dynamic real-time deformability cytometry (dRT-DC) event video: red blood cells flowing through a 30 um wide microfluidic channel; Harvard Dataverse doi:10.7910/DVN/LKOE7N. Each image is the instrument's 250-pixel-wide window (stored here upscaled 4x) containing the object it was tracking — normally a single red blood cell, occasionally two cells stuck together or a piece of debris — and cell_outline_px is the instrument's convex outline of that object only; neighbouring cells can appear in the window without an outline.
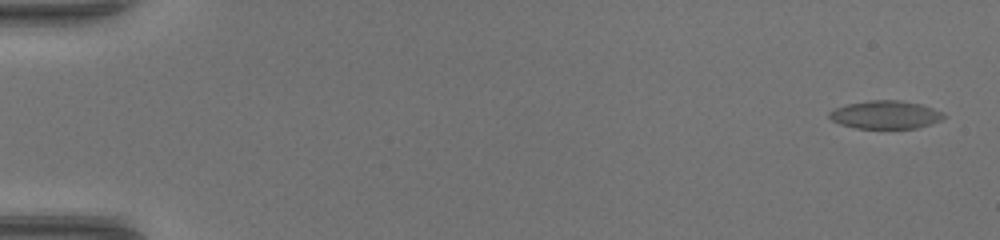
{"species": "common noctule bat (a hibernating species)", "species_latin": "Nyctalus noctula", "temperature_condition": "warm", "stored_images_in_passage": 48, "camera_frame_rate_fps": 3000, "um_per_image_px": 0.085, "animal": {"sex": "female", "body_mass_g": 17.0, "forearm_length_mm": 48.0}, "frame": {"image": 1, "passage_image": 2, "time_ms": 0.333, "image_size_px": [1000, 240], "cell_outline_px": [[948, 116], [940, 120], [916, 128], [856, 128], [840, 124], [832, 120], [828, 116], [828, 112], [836, 108], [848, 104], [868, 100], [900, 100], [920, 104], [944, 112]], "centroid_in_image_um": [75.27, 9.74], "position_along_channel_um": 9.7, "area_um2": 18.67}}
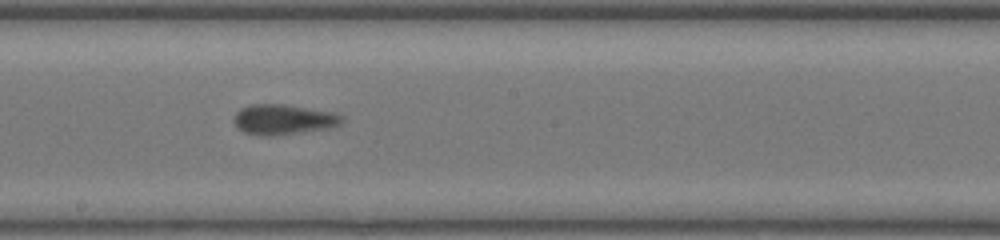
{"frame": {"image": 2, "passage_image": 28, "time_ms": 9.0, "image_size_px": [1000, 240], "cell_outline_px": [[344, 120], [340, 124], [332, 128], [272, 136], [264, 136], [244, 132], [236, 128], [232, 120], [236, 112], [240, 108], [252, 104], [284, 104], [336, 112], [344, 116]], "centroid_in_image_um": [24.1, 10.15], "position_along_channel_um": 224.1, "area_um2": 19.42}}
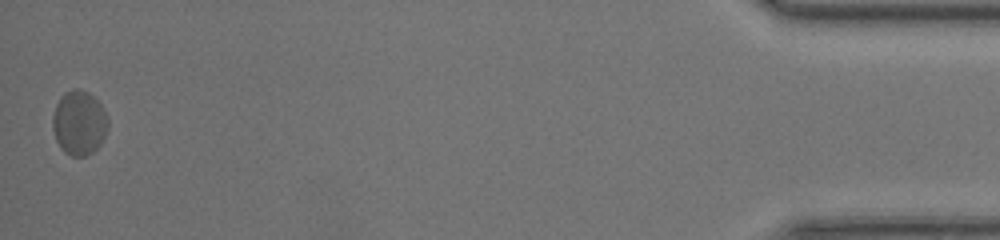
{"frame": {"image": 3, "passage_image": 48, "time_ms": 15.667, "image_size_px": [1000, 240], "cell_outline_px": [[108, 128], [100, 144], [92, 152], [84, 156], [72, 156], [64, 152], [60, 148], [56, 140], [52, 128], [52, 116], [56, 104], [60, 96], [64, 92], [72, 88], [76, 88], [88, 92], [100, 104], [108, 116]], "centroid_in_image_um": [6.7, 10.43], "position_along_channel_um": 428.5, "area_um2": 20.92}}